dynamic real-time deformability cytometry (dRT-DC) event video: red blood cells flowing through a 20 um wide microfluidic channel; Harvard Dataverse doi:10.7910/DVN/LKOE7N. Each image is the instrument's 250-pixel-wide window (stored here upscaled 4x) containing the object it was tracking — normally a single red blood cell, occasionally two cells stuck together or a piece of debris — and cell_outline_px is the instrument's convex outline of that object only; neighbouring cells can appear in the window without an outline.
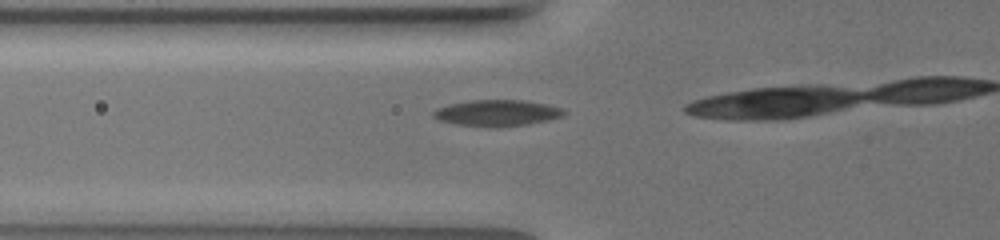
{"species": "common noctule bat (a hibernating species)", "species_latin": "Nyctalus noctula", "temperature_condition": "warm", "stored_images_in_passage": 25, "camera_frame_rate_fps": 3000, "um_per_image_px": 0.085, "animal": {"sex": "female", "body_mass_g": 19.5, "forearm_length_mm": 54.1}, "frame": {"image": 1, "passage_image": 20, "time_ms": 6.333, "image_size_px": [1000, 240], "cell_outline_px": [[568, 112], [560, 116], [548, 120], [528, 124], [496, 128], [492, 128], [452, 124], [440, 120], [432, 116], [432, 112], [436, 108], [448, 104], [472, 100], [524, 100], [564, 108]], "centroid_in_image_um": [42.21, 9.61], "position_along_channel_um": 83.6, "area_um2": 20.23}}